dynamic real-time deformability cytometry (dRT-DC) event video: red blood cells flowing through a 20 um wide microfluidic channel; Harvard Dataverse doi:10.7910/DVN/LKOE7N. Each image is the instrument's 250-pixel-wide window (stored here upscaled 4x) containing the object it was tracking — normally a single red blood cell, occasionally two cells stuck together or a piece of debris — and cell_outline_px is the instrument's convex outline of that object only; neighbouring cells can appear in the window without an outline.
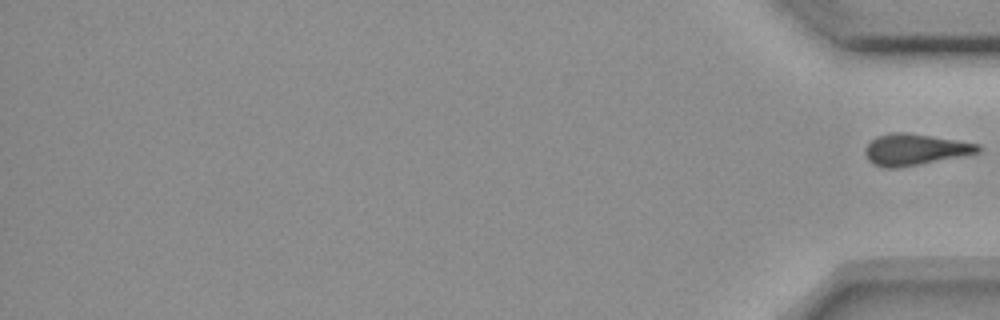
{"species": "common noctule bat (a hibernating species)", "species_latin": "Nyctalus noctula", "temperature_condition": "room temperature", "stored_images_in_passage": 13, "segment_of_instrument_passage": [2, 2], "camera_frame_rate_fps": 3000, "um_per_image_px": 0.085, "animal": {"sex": "female", "body_mass_g": 18.4}, "frame": {"image": 1, "passage_image": 13, "time_ms": 16.667, "image_size_px": [1000, 320], "cell_outline_px": [[984, 148], [980, 152], [964, 156], [900, 168], [884, 168], [872, 164], [868, 160], [864, 152], [864, 148], [876, 136], [892, 132], [904, 132], [956, 140], [980, 144]], "centroid_in_image_um": [77.77, 12.72], "position_along_channel_um": 357.4, "area_um2": 20.87}}